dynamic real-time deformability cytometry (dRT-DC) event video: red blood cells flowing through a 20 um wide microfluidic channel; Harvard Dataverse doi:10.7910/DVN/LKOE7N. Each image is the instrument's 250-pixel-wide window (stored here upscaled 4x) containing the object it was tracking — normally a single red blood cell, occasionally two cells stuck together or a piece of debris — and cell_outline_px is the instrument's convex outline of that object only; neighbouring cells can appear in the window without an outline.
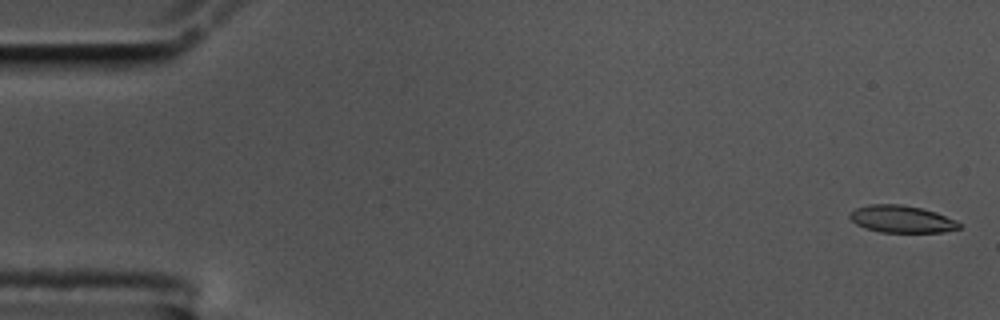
{"species": "common noctule bat (a hibernating species)", "species_latin": "Nyctalus noctula", "temperature_condition": "cold", "stored_images_in_passage": 58, "camera_frame_rate_fps": 3000, "um_per_image_px": 0.085, "animal": {"sex": "male", "body_mass_g": 17.5, "forearm_length_mm": 52.3}, "frame": {"image": 1, "passage_image": 2, "time_ms": 0.333, "image_size_px": [1000, 320], "cell_outline_px": [[960, 228], [944, 232], [880, 232], [864, 228], [856, 224], [848, 216], [848, 212], [856, 208], [868, 204], [900, 204], [920, 208], [936, 212], [956, 220], [960, 224]], "centroid_in_image_um": [76.6, 18.62], "position_along_channel_um": 8.4, "area_um2": 17.4}}
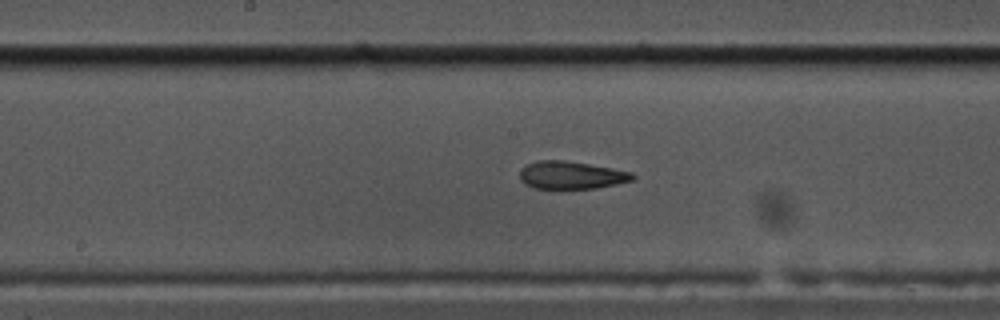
{"frame": {"image": 2, "passage_image": 30, "time_ms": 9.667, "image_size_px": [1000, 320], "cell_outline_px": [[636, 176], [632, 180], [616, 184], [596, 188], [532, 188], [524, 184], [520, 180], [520, 168], [528, 164], [540, 160], [564, 160], [612, 168], [632, 172]], "centroid_in_image_um": [48.53, 14.88], "position_along_channel_um": 199.7, "area_um2": 18.15}}
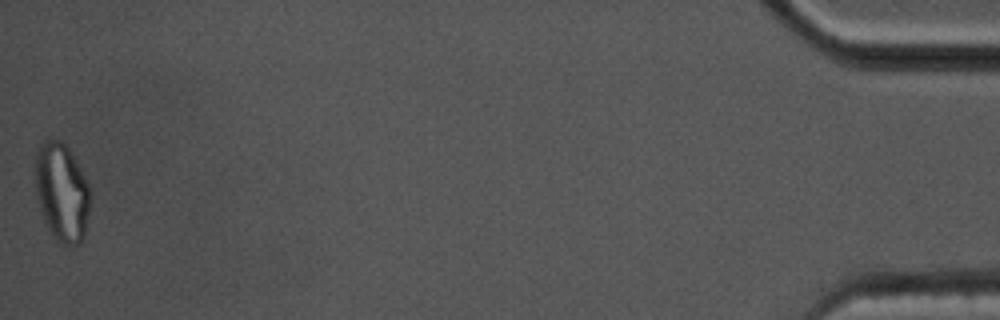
{"frame": {"image": 3, "passage_image": 58, "time_ms": 19.0, "image_size_px": [1000, 320], "cell_outline_px": [[88, 212], [84, 236], [80, 244], [60, 244], [56, 240], [48, 228], [44, 220], [36, 196], [36, 152], [40, 144], [48, 136], [60, 140], [68, 148], [80, 168], [88, 184]], "centroid_in_image_um": [5.22, 16.31], "position_along_channel_um": 430.0, "area_um2": 31.15}, "authors_computed_cell_mechanics": {"area_um2": 18.7272, "velocity_mm_per_s": 3.4993, "shape_relaxation_time_tau1_ms": null, "shape_relaxation_time_tau2_ms": 2.5085, "deformation_change_tau1": null, "deformation_change_tau2": 0.0975}}